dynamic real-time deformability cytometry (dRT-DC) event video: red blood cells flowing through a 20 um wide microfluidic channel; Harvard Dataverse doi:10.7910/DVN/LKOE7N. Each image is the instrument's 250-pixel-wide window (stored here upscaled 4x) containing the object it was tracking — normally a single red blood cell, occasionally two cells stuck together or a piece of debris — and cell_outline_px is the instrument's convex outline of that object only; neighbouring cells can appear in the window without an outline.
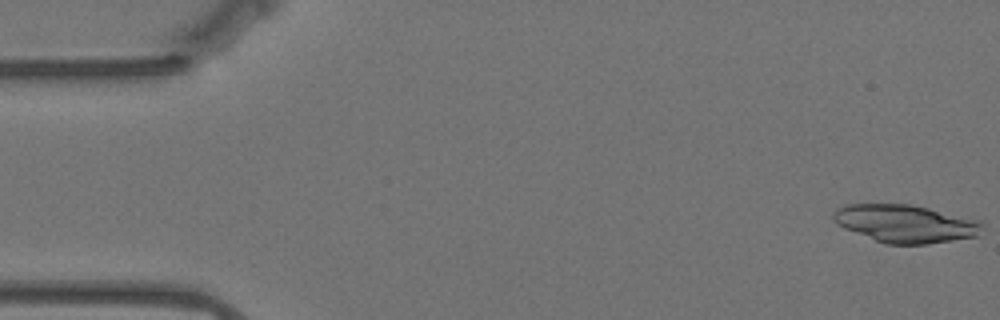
{"species": "Egyptian fruit bat (a non-hibernating species)", "species_latin": "Rousettus aegyptiacus", "temperature_condition": "warm", "stored_images_in_passage": 15, "camera_frame_rate_fps": 3000, "um_per_image_px": 0.085, "animal": {"sex": "female"}, "frame": {"image": 1, "passage_image": 1, "time_ms": 0.0, "image_size_px": [1000, 320], "cell_outline_px": [[984, 224], [980, 236], [928, 244], [884, 244], [844, 228], [836, 224], [832, 220], [832, 212], [836, 208], [844, 204], [908, 204], [928, 208], [980, 220]], "centroid_in_image_um": [76.95, 19.01], "position_along_channel_um": 8.1, "area_um2": 33.18}}